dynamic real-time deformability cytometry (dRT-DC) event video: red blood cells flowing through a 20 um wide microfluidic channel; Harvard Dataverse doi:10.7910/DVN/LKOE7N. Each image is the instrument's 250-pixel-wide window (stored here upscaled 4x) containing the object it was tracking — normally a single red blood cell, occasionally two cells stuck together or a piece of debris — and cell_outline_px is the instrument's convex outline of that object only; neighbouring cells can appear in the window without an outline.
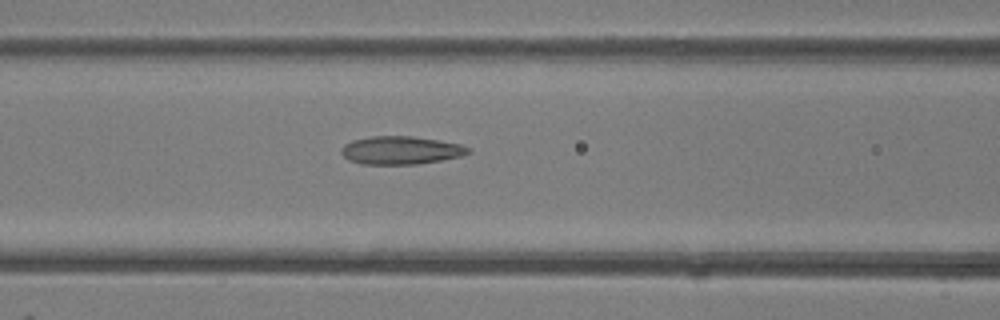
{"species": "common noctule bat (a hibernating species)", "species_latin": "Nyctalus noctula", "temperature_condition": "room temperature", "stored_images_in_passage": 6, "camera_frame_rate_fps": 3000, "um_per_image_px": 0.085, "animal": {"sex": "female"}, "frame": {"image": 1, "passage_image": 6, "time_ms": 5.667, "image_size_px": [1000, 320], "cell_outline_px": [[472, 152], [460, 156], [440, 160], [416, 164], [360, 164], [348, 160], [340, 152], [340, 148], [344, 144], [352, 140], [372, 136], [412, 136], [440, 140], [460, 144], [472, 148]], "centroid_in_image_um": [34.06, 12.77], "position_along_channel_um": 132.5, "area_um2": 20.92}}